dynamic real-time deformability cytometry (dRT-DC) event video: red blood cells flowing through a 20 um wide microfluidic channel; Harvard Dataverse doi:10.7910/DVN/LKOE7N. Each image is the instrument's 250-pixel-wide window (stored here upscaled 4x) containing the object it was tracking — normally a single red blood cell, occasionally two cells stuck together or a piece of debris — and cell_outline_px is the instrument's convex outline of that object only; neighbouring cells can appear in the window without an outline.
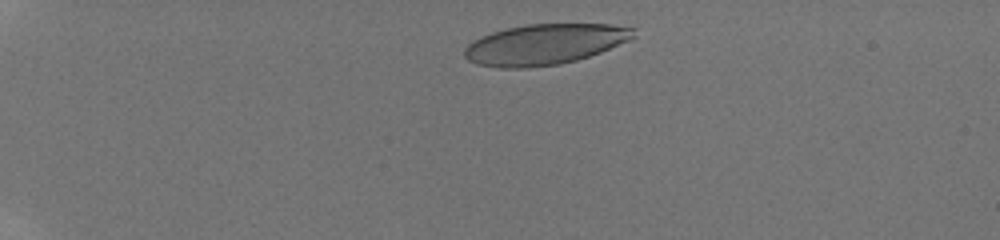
{"species": "human", "species_latin": "Homo sapiens", "temperature_condition": "room temperature", "stored_images_in_passage": 40, "camera_frame_rate_fps": 3000, "um_per_image_px": 0.085, "donor": {"sex": "male"}, "frame": {"image": 1, "passage_image": 4, "time_ms": 1.0, "image_size_px": [1000, 240], "cell_outline_px": [[636, 36], [628, 40], [600, 52], [576, 60], [560, 64], [528, 68], [500, 68], [476, 64], [468, 60], [464, 56], [464, 48], [472, 40], [480, 36], [504, 28], [528, 24], [612, 24], [636, 28]], "centroid_in_image_um": [46.27, 3.76], "position_along_channel_um": 38.7, "area_um2": 40.23}}
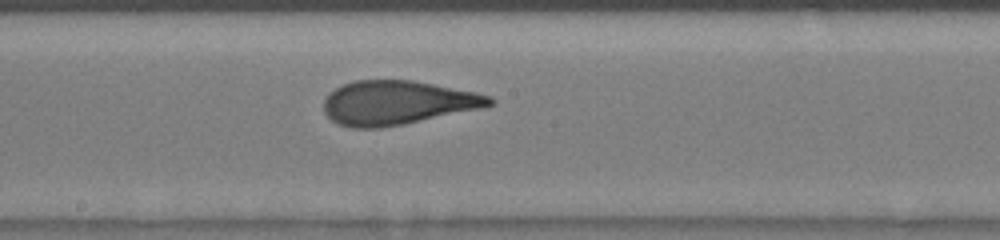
{"frame": {"image": 2, "passage_image": 21, "time_ms": 7.333, "image_size_px": [1000, 240], "cell_outline_px": [[496, 100], [492, 104], [480, 108], [404, 124], [380, 128], [352, 128], [340, 124], [332, 120], [324, 112], [324, 100], [328, 92], [352, 80], [412, 80], [476, 92], [492, 96]], "centroid_in_image_um": [33.75, 8.72], "position_along_channel_um": 214.4, "area_um2": 42.43}}
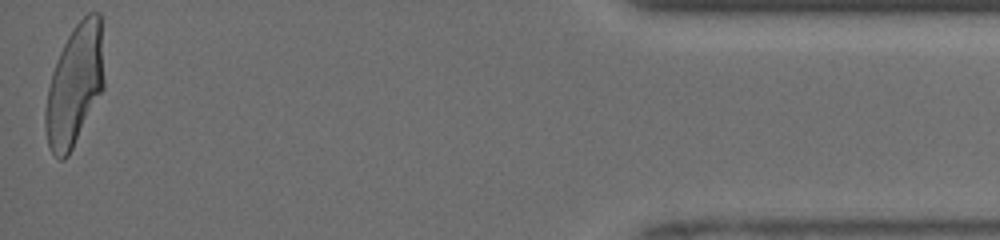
{"frame": {"image": 3, "passage_image": 40, "time_ms": 14.0, "image_size_px": [1000, 240], "cell_outline_px": [[104, 88], [68, 156], [64, 160], [60, 160], [52, 152], [48, 144], [44, 128], [44, 112], [48, 88], [52, 72], [56, 60], [68, 36], [76, 24], [88, 12], [100, 12], [104, 80]], "centroid_in_image_um": [6.34, 7.26], "position_along_channel_um": 428.9, "area_um2": 41.21}, "authors_computed_cell_mechanics": {"area_um2": 42.0495, "velocity_mm_per_s": 4.1429, "shape_relaxation_time_tau1_ms": 6.5907, "shape_relaxation_time_tau2_ms": 0.9279, "deformation_change_tau1": 0.2715, "deformation_change_tau2": 0.0909}}